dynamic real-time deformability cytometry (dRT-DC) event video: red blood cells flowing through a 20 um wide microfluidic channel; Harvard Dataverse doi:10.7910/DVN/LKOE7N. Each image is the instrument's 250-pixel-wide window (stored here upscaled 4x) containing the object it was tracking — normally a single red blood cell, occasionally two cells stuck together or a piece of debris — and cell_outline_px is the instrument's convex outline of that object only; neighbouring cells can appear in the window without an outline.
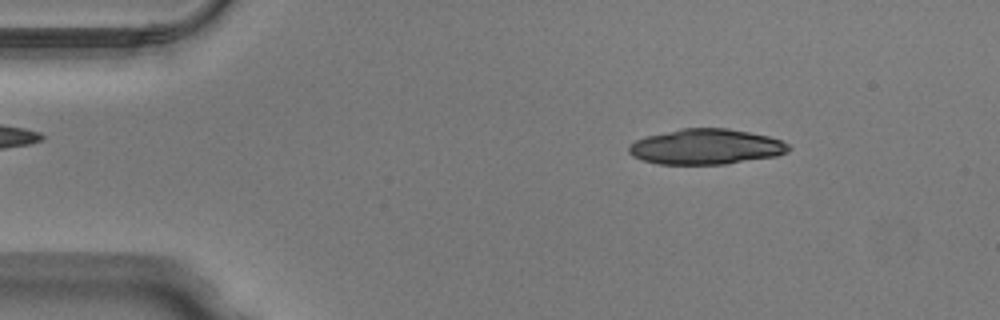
{"species": "Egyptian fruit bat (a non-hibernating species)", "species_latin": "Rousettus aegyptiacus", "temperature_condition": "warm", "stored_images_in_passage": 32, "camera_frame_rate_fps": 3000, "um_per_image_px": 0.085, "animal": {"sex": "male"}, "frame": {"image": 1, "passage_image": 6, "time_ms": 1.667, "image_size_px": [1000, 320], "cell_outline_px": [[792, 148], [788, 152], [776, 156], [728, 164], [660, 164], [644, 160], [632, 156], [628, 152], [628, 148], [636, 140], [644, 136], [680, 128], [728, 128], [768, 136], [780, 140], [788, 144]], "centroid_in_image_um": [60.02, 12.47], "position_along_channel_um": 25.0, "area_um2": 33.06}}